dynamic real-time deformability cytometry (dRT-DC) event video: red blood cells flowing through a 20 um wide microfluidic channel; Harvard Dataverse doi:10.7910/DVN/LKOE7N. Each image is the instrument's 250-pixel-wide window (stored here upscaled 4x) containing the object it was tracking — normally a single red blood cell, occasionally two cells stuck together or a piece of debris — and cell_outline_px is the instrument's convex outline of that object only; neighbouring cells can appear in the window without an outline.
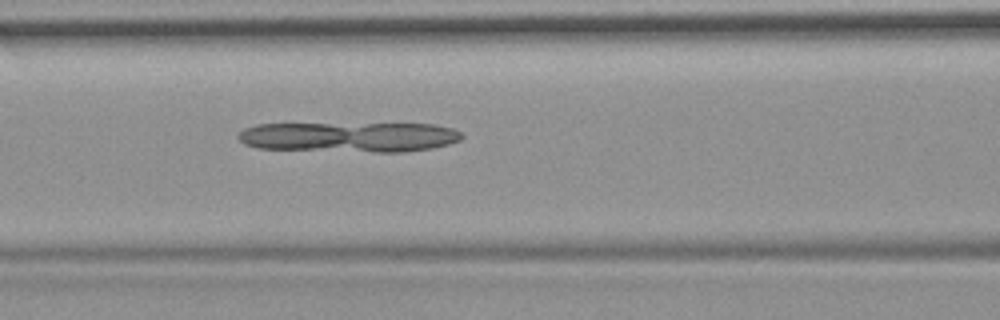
{"species": "common noctule bat (a hibernating species)", "species_latin": "Nyctalus noctula", "temperature_condition": "room temperature", "stored_images_in_passage": 50, "camera_frame_rate_fps": 3000, "um_per_image_px": 0.085, "animal": {"sex": "female", "body_mass_g": 19.9}, "frame": {"image": 1, "passage_image": 19, "time_ms": 6.0, "image_size_px": [1000, 320], "cell_outline_px": [[464, 136], [460, 140], [448, 144], [432, 148], [404, 152], [376, 152], [256, 148], [244, 144], [236, 136], [244, 128], [256, 124], [436, 124], [452, 128], [460, 132]], "centroid_in_image_um": [29.69, 11.64], "position_along_channel_um": 136.9, "area_um2": 39.3}}
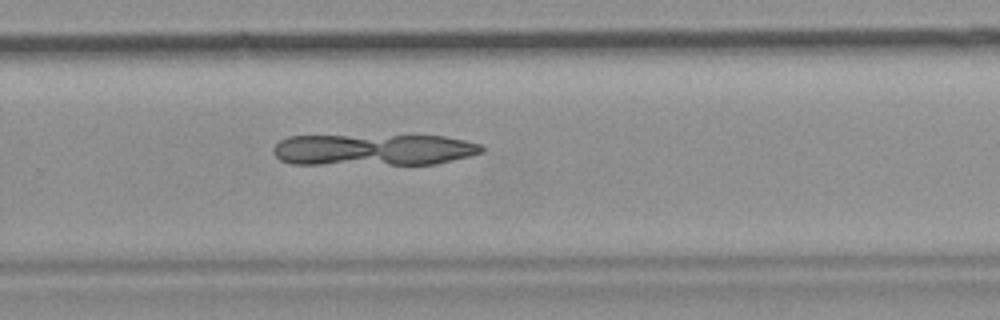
{"frame": {"image": 2, "passage_image": 32, "time_ms": 10.333, "image_size_px": [1000, 320], "cell_outline_px": [[484, 152], [436, 164], [292, 164], [280, 160], [272, 152], [272, 148], [280, 140], [288, 136], [444, 136], [464, 140], [480, 144], [484, 148]], "centroid_in_image_um": [31.72, 12.73], "position_along_channel_um": 298.1, "area_um2": 38.32}}